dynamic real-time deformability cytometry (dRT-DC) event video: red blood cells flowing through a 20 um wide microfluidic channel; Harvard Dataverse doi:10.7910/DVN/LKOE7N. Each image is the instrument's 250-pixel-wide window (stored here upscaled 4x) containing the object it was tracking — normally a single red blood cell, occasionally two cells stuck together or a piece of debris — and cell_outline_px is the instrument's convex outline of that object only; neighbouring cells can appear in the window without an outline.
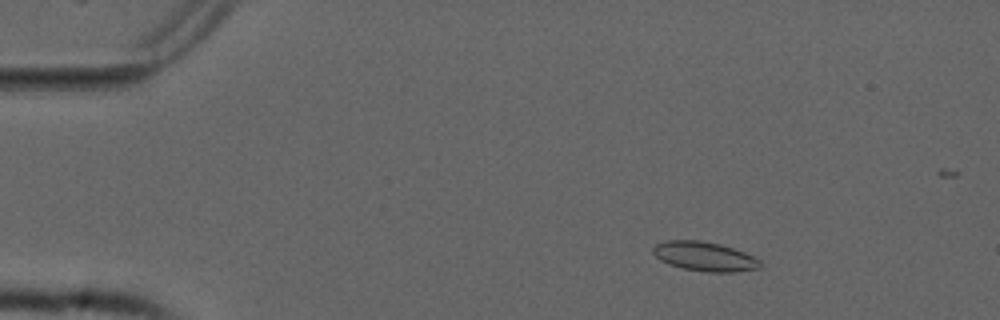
{"species": "common noctule bat (a hibernating species)", "species_latin": "Nyctalus noctula", "temperature_condition": "cold", "stored_images_in_passage": 14, "camera_frame_rate_fps": 3000, "um_per_image_px": 0.085, "animal": {"sex": "male", "forearm_length_mm": 52.5}, "frame": {"image": 1, "passage_image": 8, "time_ms": 2.333, "image_size_px": [1000, 320], "cell_outline_px": [[760, 268], [732, 272], [712, 272], [684, 268], [668, 264], [660, 260], [652, 252], [652, 248], [656, 244], [668, 240], [700, 240], [720, 244], [744, 252], [760, 260]], "centroid_in_image_um": [59.87, 21.78], "position_along_channel_um": 25.1, "area_um2": 18.09}}